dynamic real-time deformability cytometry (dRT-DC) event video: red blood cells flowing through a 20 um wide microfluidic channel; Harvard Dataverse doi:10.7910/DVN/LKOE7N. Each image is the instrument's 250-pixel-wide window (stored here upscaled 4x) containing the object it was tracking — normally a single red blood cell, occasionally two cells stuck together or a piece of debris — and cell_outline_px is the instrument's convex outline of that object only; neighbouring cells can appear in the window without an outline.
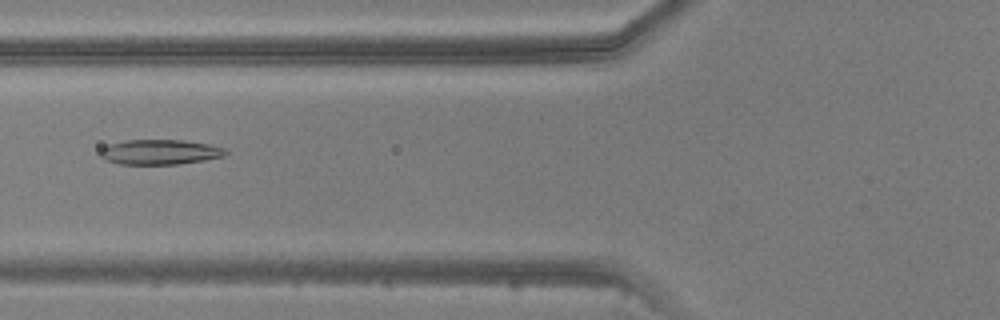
{"species": "common noctule bat (a hibernating species)", "species_latin": "Nyctalus noctula", "temperature_condition": "warm", "stored_images_in_passage": 5, "camera_frame_rate_fps": 3000, "um_per_image_px": 0.085, "animal": {"sex": "male", "body_mass_g": 20.5, "forearm_length_mm": 52.5}, "frame": {"image": 1, "passage_image": 5, "time_ms": 6.0, "image_size_px": [1000, 320], "cell_outline_px": [[228, 152], [224, 156], [204, 160], [176, 164], [120, 164], [104, 160], [96, 152], [100, 148], [108, 144], [124, 140], [180, 140], [208, 144], [224, 148]], "centroid_in_image_um": [13.5, 12.92], "position_along_channel_um": 112.3, "area_um2": 18.38}}